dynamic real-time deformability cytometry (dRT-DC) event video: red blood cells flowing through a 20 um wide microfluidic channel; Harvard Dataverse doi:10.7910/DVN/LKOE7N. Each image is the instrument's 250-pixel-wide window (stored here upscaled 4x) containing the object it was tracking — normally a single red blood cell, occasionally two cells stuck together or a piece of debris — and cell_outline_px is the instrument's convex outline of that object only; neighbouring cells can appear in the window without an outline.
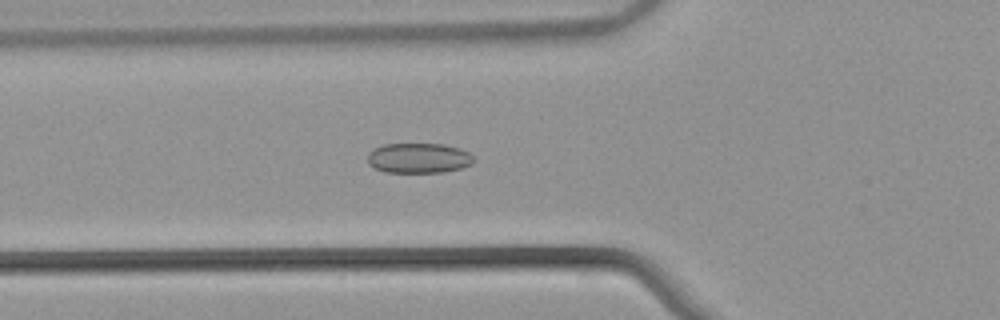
{"species": "common noctule bat (a hibernating species)", "species_latin": "Nyctalus noctula", "temperature_condition": "warm", "stored_images_in_passage": 29, "camera_frame_rate_fps": 3000, "um_per_image_px": 0.085, "animal": {"sex": "male", "body_mass_g": 21.5, "forearm_length_mm": 52.0}, "frame": {"image": 1, "passage_image": 10, "time_ms": 3.0, "image_size_px": [1000, 320], "cell_outline_px": [[476, 160], [472, 164], [460, 168], [444, 172], [384, 172], [368, 164], [368, 152], [384, 144], [444, 144], [460, 148], [468, 152]], "centroid_in_image_um": [35.6, 13.43], "position_along_channel_um": 90.2, "area_um2": 18.61}}
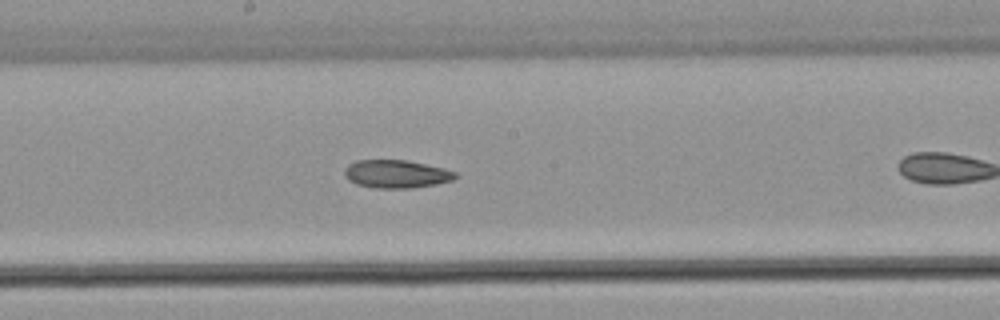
{"frame": {"image": 2, "passage_image": 16, "time_ms": 5.0, "image_size_px": [1000, 320], "cell_outline_px": [[460, 176], [452, 180], [436, 184], [412, 188], [372, 188], [356, 184], [348, 180], [344, 176], [344, 168], [348, 164], [356, 160], [408, 160], [444, 168], [456, 172]], "centroid_in_image_um": [33.67, 14.79], "position_along_channel_um": 214.5, "area_um2": 18.38}}
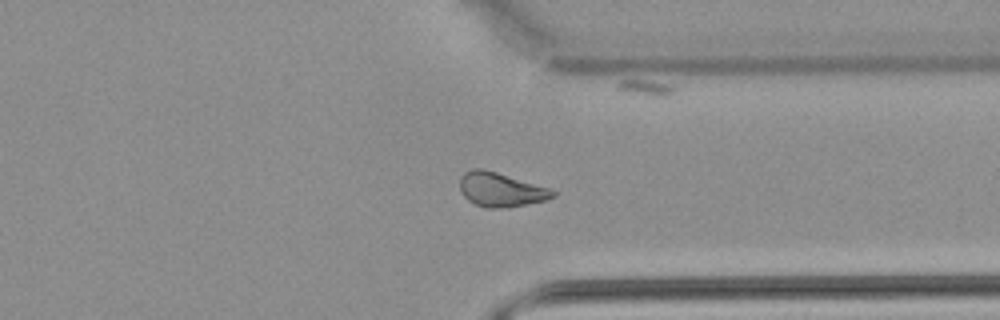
{"frame": {"image": 3, "passage_image": 28, "time_ms": 9.0, "image_size_px": [1000, 320], "cell_outline_px": [[556, 196], [544, 200], [508, 208], [484, 208], [468, 200], [460, 192], [460, 176], [464, 172], [472, 168], [484, 168], [548, 188], [556, 192]], "centroid_in_image_um": [42.52, 16.12], "position_along_channel_um": 368.9, "area_um2": 18.5}}